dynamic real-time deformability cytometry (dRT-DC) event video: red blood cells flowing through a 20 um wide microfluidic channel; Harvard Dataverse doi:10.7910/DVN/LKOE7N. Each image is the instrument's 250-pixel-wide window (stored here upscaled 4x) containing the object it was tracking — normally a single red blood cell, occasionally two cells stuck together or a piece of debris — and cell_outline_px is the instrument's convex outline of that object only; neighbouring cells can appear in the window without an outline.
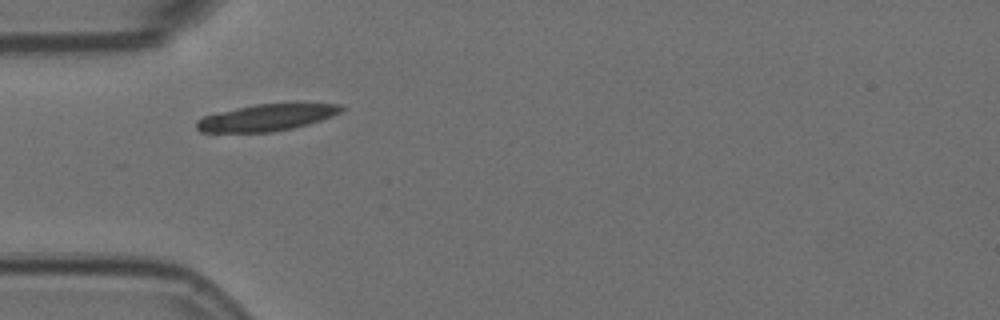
{"species": "Egyptian fruit bat (a non-hibernating species)", "species_latin": "Rousettus aegyptiacus", "temperature_condition": "room temperature", "stored_images_in_passage": 2, "camera_frame_rate_fps": 3000, "um_per_image_px": 0.085, "animal": {"sex": "female"}, "frame": {"image": 1, "passage_image": 2, "time_ms": 0.333, "image_size_px": [1000, 320], "cell_outline_px": [[344, 108], [340, 112], [332, 116], [308, 124], [292, 128], [272, 132], [200, 132], [196, 128], [196, 120], [204, 116], [236, 108], [256, 104], [344, 104]], "centroid_in_image_um": [22.64, 10.0], "position_along_channel_um": 62.4, "area_um2": 22.2}}